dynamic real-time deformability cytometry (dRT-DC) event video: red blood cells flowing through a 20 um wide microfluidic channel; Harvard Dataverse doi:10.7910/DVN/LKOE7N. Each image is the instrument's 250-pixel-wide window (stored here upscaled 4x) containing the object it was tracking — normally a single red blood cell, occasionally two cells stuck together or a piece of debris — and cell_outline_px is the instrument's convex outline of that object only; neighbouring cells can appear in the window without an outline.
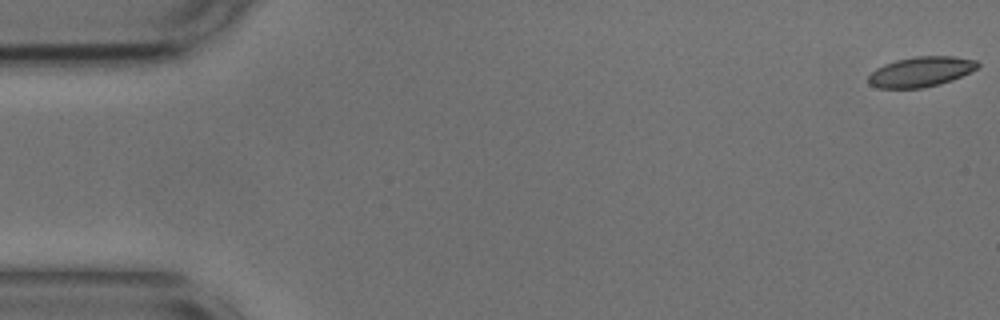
{"species": "common noctule bat (a hibernating species)", "species_latin": "Nyctalus noctula", "temperature_condition": "cold", "stored_images_in_passage": 55, "camera_frame_rate_fps": 3000, "um_per_image_px": 0.085, "animal": {"sex": "male", "body_mass_g": 17.9, "forearm_length_mm": 54.2}, "frame": {"image": 1, "passage_image": 1, "time_ms": 0.0, "image_size_px": [1000, 320], "cell_outline_px": [[980, 64], [976, 68], [952, 80], [940, 84], [924, 88], [880, 88], [868, 84], [868, 76], [876, 68], [884, 64], [896, 60], [916, 56], [952, 56], [976, 60]], "centroid_in_image_um": [78.24, 6.1], "position_along_channel_um": 6.8, "area_um2": 19.07}}
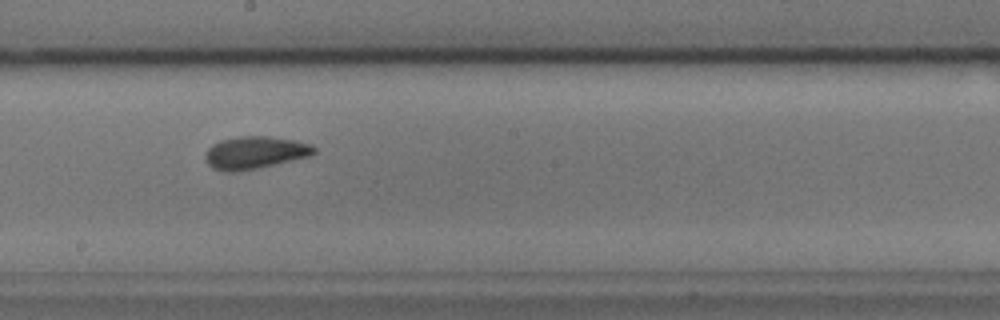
{"frame": {"image": 2, "passage_image": 30, "time_ms": 9.667, "image_size_px": [1000, 320], "cell_outline_px": [[316, 152], [312, 156], [256, 168], [236, 172], [224, 172], [212, 168], [208, 164], [204, 156], [208, 148], [212, 144], [220, 140], [240, 136], [268, 136], [296, 140], [312, 144], [316, 148]], "centroid_in_image_um": [21.68, 12.97], "position_along_channel_um": 226.5, "area_um2": 20.81}}
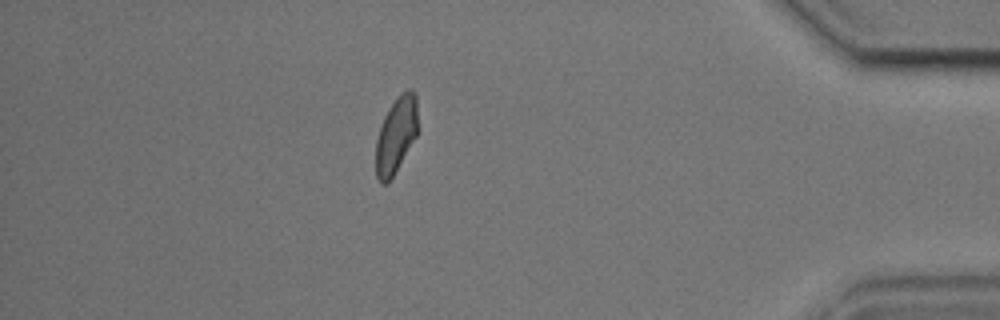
{"frame": {"image": 3, "passage_image": 48, "time_ms": 15.667, "image_size_px": [1000, 320], "cell_outline_px": [[416, 136], [388, 184], [380, 184], [376, 176], [376, 140], [380, 124], [388, 108], [396, 96], [400, 92], [408, 88], [412, 88], [416, 92]], "centroid_in_image_um": [33.64, 11.45], "position_along_channel_um": 401.6, "area_um2": 18.73}, "authors_computed_cell_mechanics": {"area_um2": 19.5364, "velocity_mm_per_s": 3.6434, "shape_relaxation_time_tau1_ms": 3.7067, "shape_relaxation_time_tau2_ms": 2.4401, "deformation_change_tau1": 0.096, "deformation_change_tau2": 0.0604}}